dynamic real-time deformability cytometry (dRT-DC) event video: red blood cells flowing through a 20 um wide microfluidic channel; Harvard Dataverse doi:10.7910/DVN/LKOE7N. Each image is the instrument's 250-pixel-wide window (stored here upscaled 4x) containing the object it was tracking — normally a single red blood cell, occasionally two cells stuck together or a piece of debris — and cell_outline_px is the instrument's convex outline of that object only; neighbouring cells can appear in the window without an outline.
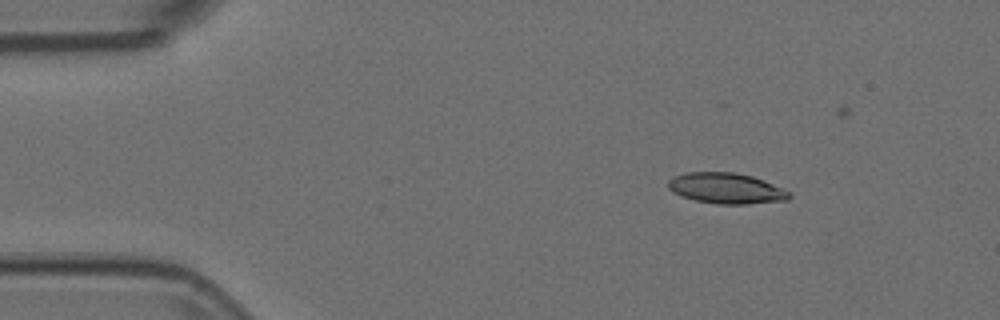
{"species": "Egyptian fruit bat (a non-hibernating species)", "species_latin": "Rousettus aegyptiacus", "temperature_condition": "room temperature", "stored_images_in_passage": 5, "camera_frame_rate_fps": 3000, "um_per_image_px": 0.085, "animal": {"sex": "female"}, "frame": {"image": 1, "passage_image": 3, "time_ms": 0.667, "image_size_px": [1000, 320], "cell_outline_px": [[792, 196], [788, 200], [748, 204], [716, 204], [696, 200], [680, 196], [672, 192], [668, 188], [668, 180], [676, 176], [688, 172], [736, 172], [752, 176], [764, 180], [792, 192]], "centroid_in_image_um": [61.76, 16.01], "position_along_channel_um": 23.2, "area_um2": 21.85}}